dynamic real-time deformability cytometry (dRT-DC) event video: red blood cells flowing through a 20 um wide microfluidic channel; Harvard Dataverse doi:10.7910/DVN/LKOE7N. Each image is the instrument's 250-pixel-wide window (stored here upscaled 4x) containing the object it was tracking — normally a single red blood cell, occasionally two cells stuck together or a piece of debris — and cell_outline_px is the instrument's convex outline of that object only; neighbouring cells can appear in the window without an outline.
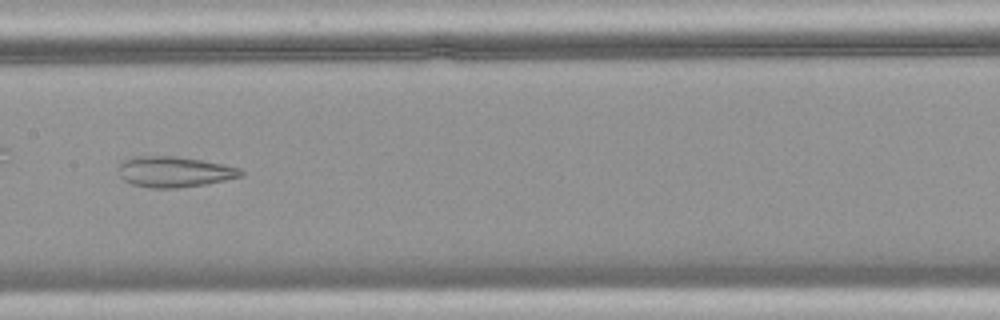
{"species": "common noctule bat (a hibernating species)", "species_latin": "Nyctalus noctula", "temperature_condition": "warm", "stored_images_in_passage": 43, "segment_of_instrument_passage": [1, 2], "camera_frame_rate_fps": 3000, "um_per_image_px": 0.085, "animal": {"sex": "female", "body_mass_g": 18.4}, "frame": {"image": 1, "passage_image": 19, "time_ms": 6.0, "image_size_px": [1000, 320], "cell_outline_px": [[244, 176], [204, 184], [176, 188], [148, 188], [132, 184], [124, 180], [120, 176], [120, 164], [124, 160], [132, 156], [176, 156], [224, 164], [240, 168], [244, 172]], "centroid_in_image_um": [14.83, 14.6], "position_along_channel_um": 192.6, "area_um2": 21.85}}